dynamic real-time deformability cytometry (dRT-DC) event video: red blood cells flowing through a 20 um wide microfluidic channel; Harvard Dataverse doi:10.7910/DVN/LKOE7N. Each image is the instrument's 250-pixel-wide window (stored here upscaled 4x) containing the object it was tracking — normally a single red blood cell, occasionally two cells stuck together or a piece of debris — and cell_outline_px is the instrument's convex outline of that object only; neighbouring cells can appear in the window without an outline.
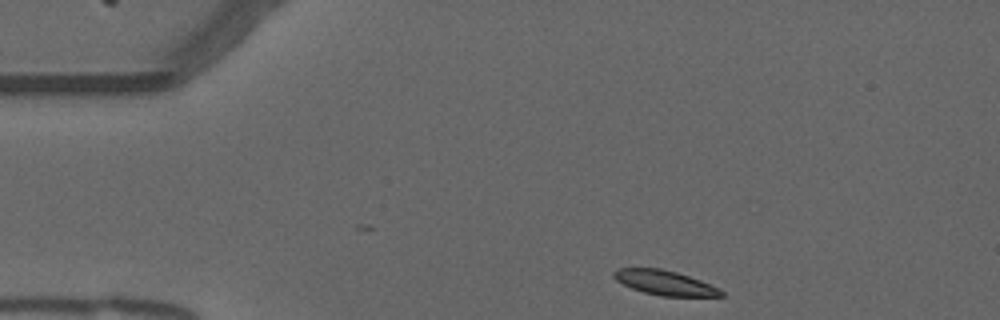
{"species": "common noctule bat (a hibernating species)", "species_latin": "Nyctalus noctula", "temperature_condition": "warm", "stored_images_in_passage": 38, "camera_frame_rate_fps": 3000, "um_per_image_px": 0.085, "animal": {"sex": "male", "forearm_length_mm": 52.5}, "frame": {"image": 1, "passage_image": 1, "time_ms": 0.0, "image_size_px": [1000, 320], "cell_outline_px": [[724, 296], [660, 296], [644, 292], [632, 288], [616, 280], [612, 276], [612, 272], [616, 268], [660, 268], [676, 272], [700, 280], [720, 288], [724, 292]], "centroid_in_image_um": [56.5, 24.03], "position_along_channel_um": 28.5, "area_um2": 15.37}}
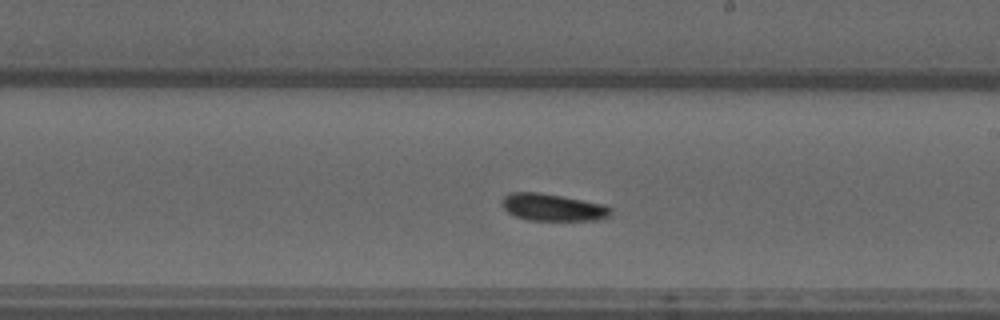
{"frame": {"image": 2, "passage_image": 23, "time_ms": 7.333, "image_size_px": [1000, 320], "cell_outline_px": [[612, 216], [596, 220], [528, 220], [516, 216], [508, 212], [500, 204], [500, 200], [504, 196], [512, 192], [540, 192], [604, 204], [612, 208]], "centroid_in_image_um": [46.99, 17.62], "position_along_channel_um": 242.0, "area_um2": 17.34}}
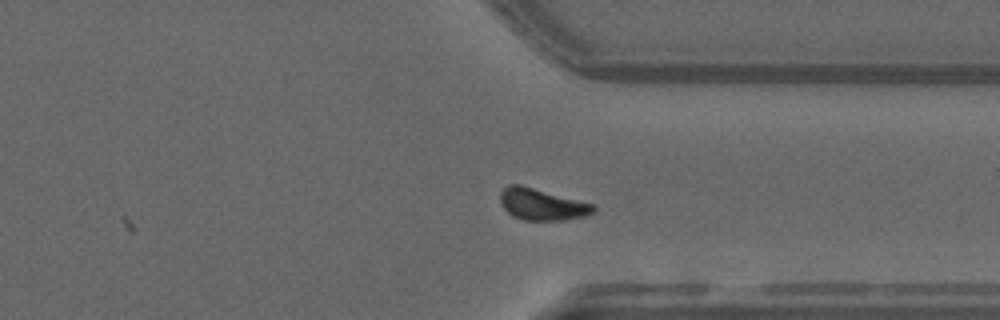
{"frame": {"image": 3, "passage_image": 33, "time_ms": 10.667, "image_size_px": [1000, 320], "cell_outline_px": [[596, 212], [584, 216], [560, 220], [524, 220], [512, 216], [504, 208], [500, 200], [500, 192], [508, 184], [520, 184], [592, 204], [596, 208]], "centroid_in_image_um": [46.03, 17.37], "position_along_channel_um": 365.4, "area_um2": 16.94}, "authors_computed_cell_mechanics": {"area_um2": 16.9065, "velocity_mm_per_s": 3.7033, "shape_relaxation_time_tau1_ms": 3.3887, "shape_relaxation_time_tau2_ms": null, "deformation_change_tau1": 0.1246, "deformation_change_tau2": null}}